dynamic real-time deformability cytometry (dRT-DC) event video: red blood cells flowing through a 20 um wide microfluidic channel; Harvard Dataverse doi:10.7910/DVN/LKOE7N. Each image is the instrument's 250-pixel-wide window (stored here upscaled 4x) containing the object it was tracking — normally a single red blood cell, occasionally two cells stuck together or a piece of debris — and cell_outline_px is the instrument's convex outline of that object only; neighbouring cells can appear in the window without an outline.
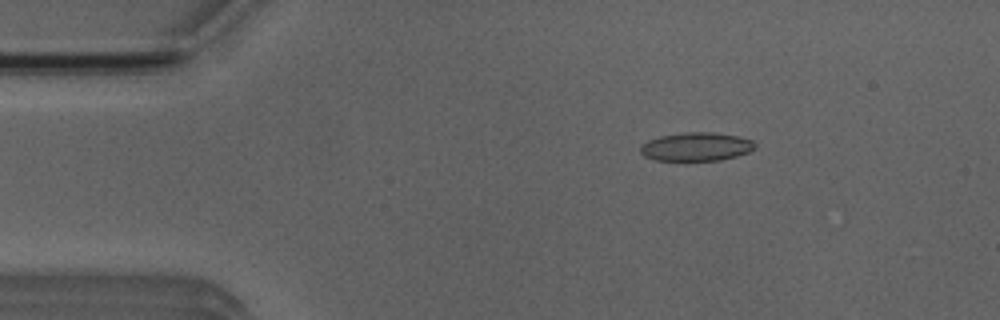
{"species": "Egyptian fruit bat (a non-hibernating species)", "species_latin": "Rousettus aegyptiacus", "temperature_condition": "room temperature", "stored_images_in_passage": 3, "camera_frame_rate_fps": 3000, "um_per_image_px": 0.085, "animal": {"sex": "male"}, "frame": {"image": 1, "passage_image": 2, "time_ms": 1.0, "image_size_px": [1000, 320], "cell_outline_px": [[756, 144], [748, 152], [736, 156], [720, 160], [656, 160], [644, 156], [640, 152], [640, 144], [648, 140], [660, 136], [684, 132], [716, 132], [736, 136], [752, 140]], "centroid_in_image_um": [59.14, 12.46], "position_along_channel_um": 25.9, "area_um2": 18.96}}